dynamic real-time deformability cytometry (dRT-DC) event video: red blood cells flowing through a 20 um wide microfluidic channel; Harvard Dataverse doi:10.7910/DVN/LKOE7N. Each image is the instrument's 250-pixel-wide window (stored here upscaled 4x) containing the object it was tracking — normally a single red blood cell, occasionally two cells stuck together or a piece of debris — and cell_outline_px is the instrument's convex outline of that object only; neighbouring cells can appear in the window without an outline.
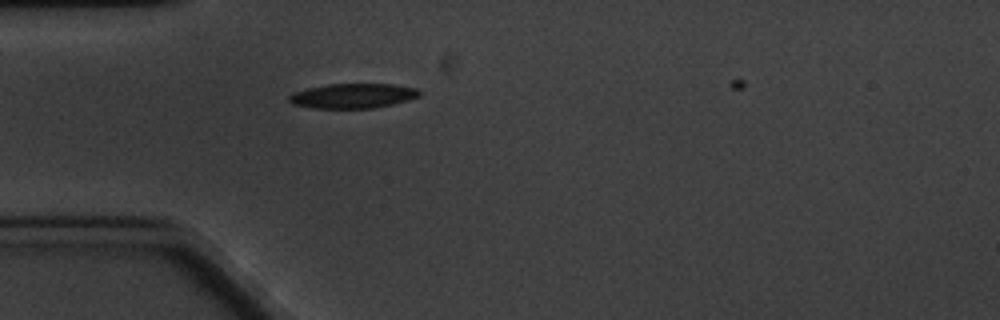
{"species": "common noctule bat (a hibernating species)", "species_latin": "Nyctalus noctula", "temperature_condition": "cold", "stored_images_in_passage": 3, "camera_frame_rate_fps": 3000, "um_per_image_px": 0.085, "animal": {"sex": "male", "body_mass_g": 20.1, "forearm_length_mm": 53.5}, "frame": {"image": 1, "passage_image": 2, "time_ms": 1.333, "image_size_px": [1000, 320], "cell_outline_px": [[420, 96], [408, 100], [392, 104], [372, 108], [312, 108], [292, 104], [288, 100], [288, 96], [292, 92], [308, 88], [328, 84], [396, 84], [416, 88], [420, 92]], "centroid_in_image_um": [29.97, 8.14], "position_along_channel_um": 55.0, "area_um2": 18.84}}